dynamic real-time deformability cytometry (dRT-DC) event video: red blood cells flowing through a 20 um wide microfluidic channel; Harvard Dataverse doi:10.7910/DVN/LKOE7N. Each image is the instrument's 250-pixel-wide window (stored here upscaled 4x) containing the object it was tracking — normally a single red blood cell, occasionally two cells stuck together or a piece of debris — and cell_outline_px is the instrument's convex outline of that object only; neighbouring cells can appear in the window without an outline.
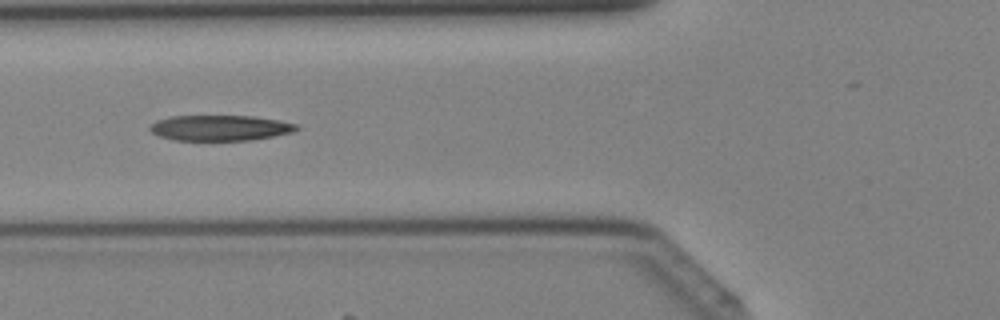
{"species": "Egyptian fruit bat (a non-hibernating species)", "species_latin": "Rousettus aegyptiacus", "temperature_condition": "cold", "stored_images_in_passage": 36, "camera_frame_rate_fps": 3000, "um_per_image_px": 0.085, "animal": {"sex": "female"}, "frame": {"image": 1, "passage_image": 11, "time_ms": 3.333, "image_size_px": [1000, 320], "cell_outline_px": [[300, 128], [292, 132], [252, 140], [176, 140], [160, 136], [152, 132], [148, 128], [156, 120], [172, 116], [252, 116], [280, 120], [296, 124]], "centroid_in_image_um": [18.71, 10.86], "position_along_channel_um": 107.1, "area_um2": 21.68}}
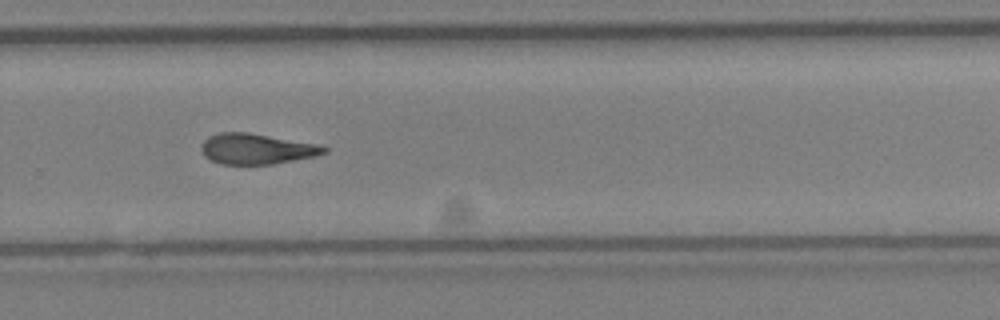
{"frame": {"image": 2, "passage_image": 23, "time_ms": 7.333, "image_size_px": [1000, 320], "cell_outline_px": [[328, 152], [312, 156], [272, 164], [220, 164], [204, 156], [200, 148], [200, 144], [208, 136], [220, 132], [248, 132], [316, 144], [328, 148]], "centroid_in_image_um": [21.74, 12.64], "position_along_channel_um": 308.1, "area_um2": 21.68}}
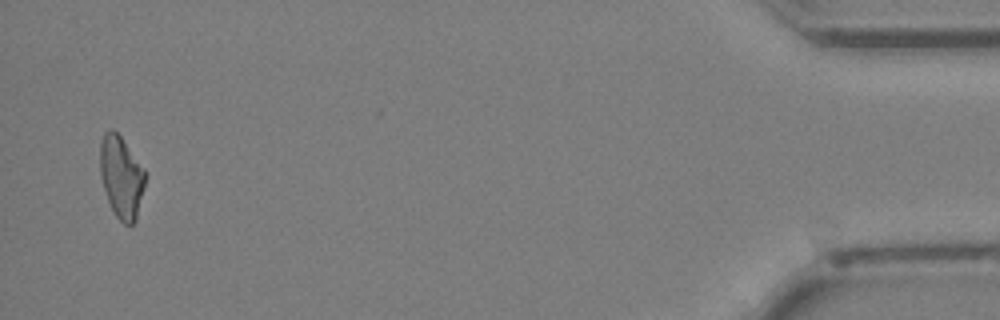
{"frame": {"image": 3, "passage_image": 35, "time_ms": 11.333, "image_size_px": [1000, 320], "cell_outline_px": [[144, 184], [136, 220], [132, 224], [124, 224], [116, 216], [108, 200], [100, 176], [100, 144], [104, 132], [108, 128], [112, 128], [120, 136], [144, 168]], "centroid_in_image_um": [10.29, 15.01], "position_along_channel_um": 424.9, "area_um2": 21.21}}